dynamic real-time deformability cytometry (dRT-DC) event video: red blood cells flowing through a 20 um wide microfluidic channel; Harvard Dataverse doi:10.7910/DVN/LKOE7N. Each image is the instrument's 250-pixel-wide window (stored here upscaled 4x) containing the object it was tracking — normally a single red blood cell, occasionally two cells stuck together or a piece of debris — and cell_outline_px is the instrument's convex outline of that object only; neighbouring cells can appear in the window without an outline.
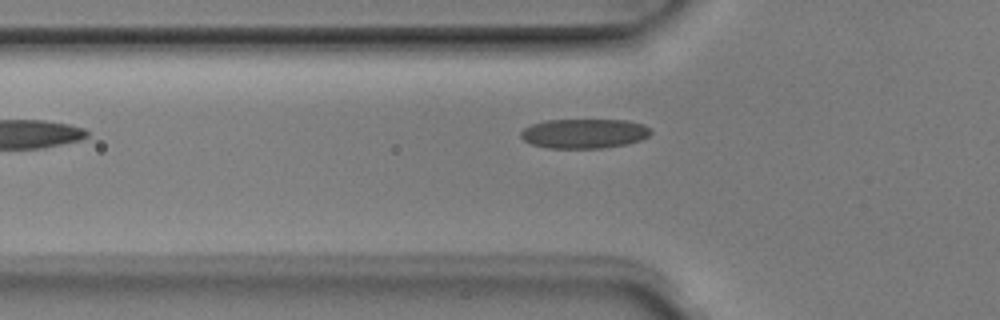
{"species": "Egyptian fruit bat (a non-hibernating species)", "species_latin": "Rousettus aegyptiacus", "temperature_condition": "room temperature", "stored_images_in_passage": 6, "camera_frame_rate_fps": 3000, "um_per_image_px": 0.085, "animal": {"sex": "male"}, "frame": {"image": 1, "passage_image": 4, "time_ms": 1.0, "image_size_px": [1000, 320], "cell_outline_px": [[652, 132], [648, 136], [640, 140], [628, 144], [604, 148], [544, 148], [532, 144], [524, 140], [520, 136], [520, 132], [524, 128], [532, 124], [544, 120], [628, 120], [644, 124]], "centroid_in_image_um": [49.65, 11.35], "position_along_channel_um": 76.2, "area_um2": 22.54}}
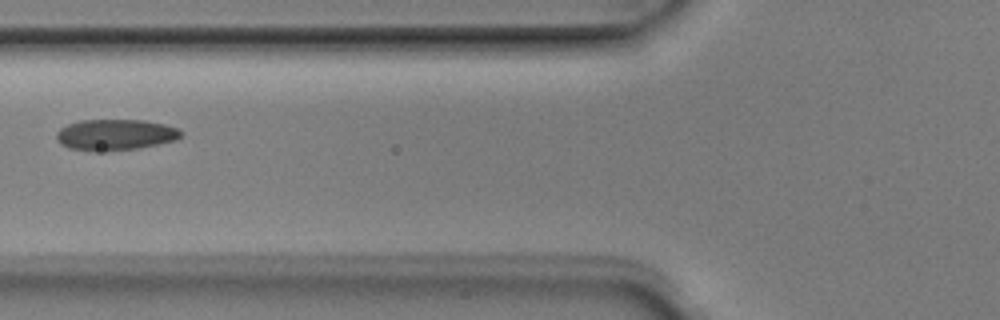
{"frame": {"image": 2, "passage_image": 5, "time_ms": 1.333, "image_size_px": [1000, 320], "cell_outline_px": [[184, 132], [176, 140], [140, 148], [92, 152], [68, 148], [60, 144], [56, 140], [56, 132], [60, 128], [68, 124], [80, 120], [144, 120], [164, 124], [180, 128]], "centroid_in_image_um": [9.79, 11.46], "position_along_channel_um": 116.0, "area_um2": 22.83}}
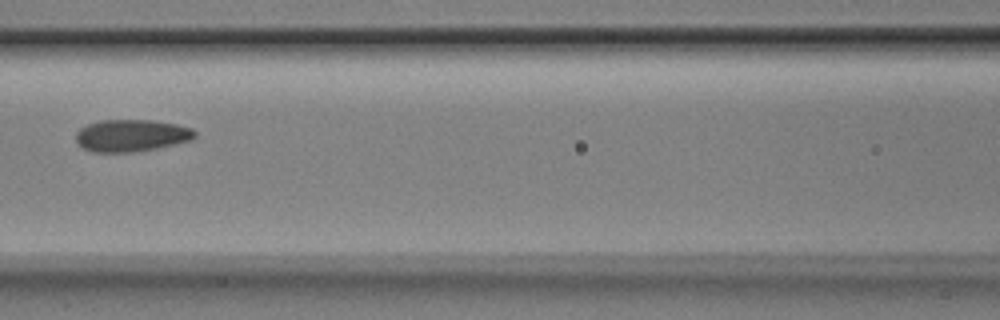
{"frame": {"image": 3, "passage_image": 6, "time_ms": 1.667, "image_size_px": [1000, 320], "cell_outline_px": [[196, 136], [192, 140], [156, 148], [132, 152], [92, 152], [76, 144], [76, 132], [80, 128], [88, 124], [100, 120], [148, 120], [176, 124], [192, 128], [196, 132]], "centroid_in_image_um": [11.15, 11.52], "position_along_channel_um": 155.5, "area_um2": 22.25}}